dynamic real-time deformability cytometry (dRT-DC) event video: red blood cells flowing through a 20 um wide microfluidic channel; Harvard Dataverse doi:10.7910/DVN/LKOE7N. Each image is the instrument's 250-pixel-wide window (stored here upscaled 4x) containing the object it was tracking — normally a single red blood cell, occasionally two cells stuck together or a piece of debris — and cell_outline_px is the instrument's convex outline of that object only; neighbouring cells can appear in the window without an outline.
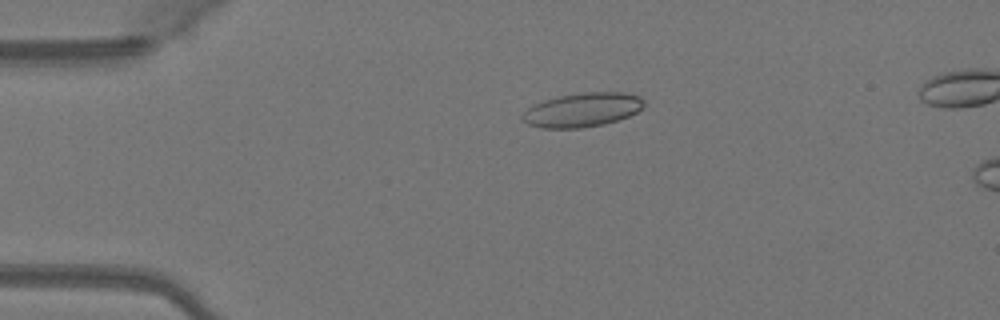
{"species": "Egyptian fruit bat (a non-hibernating species)", "species_latin": "Rousettus aegyptiacus", "temperature_condition": "warm", "stored_images_in_passage": 15, "camera_frame_rate_fps": 3000, "um_per_image_px": 0.085, "animal": {"sex": "female"}, "frame": {"image": 1, "passage_image": 11, "time_ms": 3.333, "image_size_px": [1000, 320], "cell_outline_px": [[644, 108], [628, 116], [604, 124], [580, 128], [540, 128], [528, 124], [520, 116], [528, 108], [544, 100], [560, 96], [580, 92], [624, 92], [640, 96], [644, 100]], "centroid_in_image_um": [49.52, 9.33], "position_along_channel_um": 35.5, "area_um2": 24.1}}